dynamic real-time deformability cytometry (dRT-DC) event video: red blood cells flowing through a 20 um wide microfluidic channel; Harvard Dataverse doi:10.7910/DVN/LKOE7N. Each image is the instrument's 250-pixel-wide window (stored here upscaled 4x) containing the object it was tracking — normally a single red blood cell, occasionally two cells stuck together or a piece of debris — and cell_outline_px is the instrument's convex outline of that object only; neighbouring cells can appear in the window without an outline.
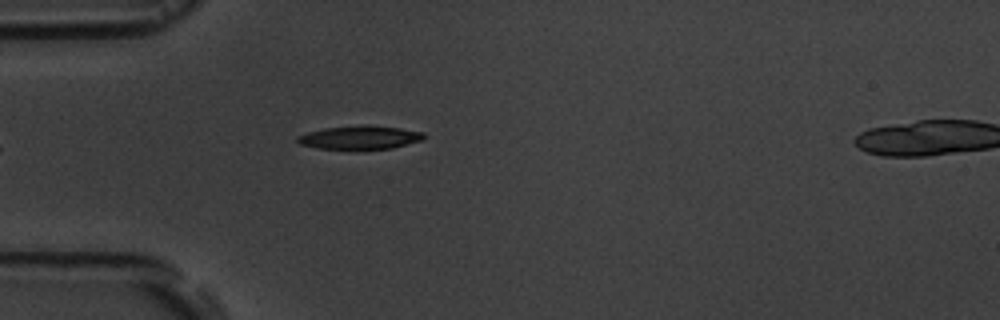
{"species": "common noctule bat (a hibernating species)", "species_latin": "Nyctalus noctula", "temperature_condition": "room temperature", "stored_images_in_passage": 7, "camera_frame_rate_fps": 3000, "um_per_image_px": 0.085, "animal": {"sex": "male", "body_mass_g": 19.5, "forearm_length_mm": 54.6}, "frame": {"image": 1, "passage_image": 6, "time_ms": 5.667, "image_size_px": [1000, 320], "cell_outline_px": [[424, 140], [392, 148], [320, 148], [300, 144], [296, 140], [296, 136], [308, 132], [324, 128], [364, 124], [400, 128], [424, 132]], "centroid_in_image_um": [30.61, 11.66], "position_along_channel_um": 54.4, "area_um2": 17.11}}